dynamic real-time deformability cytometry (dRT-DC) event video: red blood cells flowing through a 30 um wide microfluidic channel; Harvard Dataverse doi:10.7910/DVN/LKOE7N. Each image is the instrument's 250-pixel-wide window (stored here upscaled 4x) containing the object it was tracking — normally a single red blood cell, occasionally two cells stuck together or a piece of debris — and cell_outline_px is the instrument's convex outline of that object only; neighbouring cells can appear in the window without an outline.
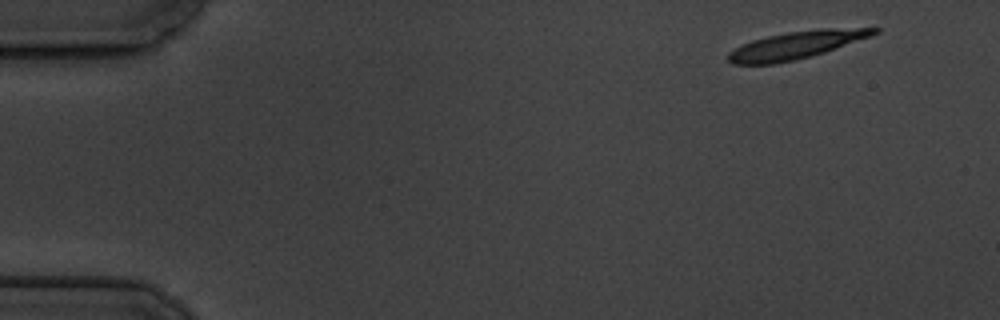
{"species": "common noctule bat (a hibernating species)", "species_latin": "Nyctalus noctula", "temperature_condition": "cold", "stored_images_in_passage": 5, "camera_frame_rate_fps": 3000, "um_per_image_px": 0.085, "animal": {"sex": "male", "body_mass_g": 19.5, "forearm_length_mm": 54.6}, "frame": {"image": 1, "passage_image": 1, "time_ms": 0.0, "image_size_px": [1000, 320], "cell_outline_px": [[880, 32], [872, 36], [824, 52], [776, 64], [732, 64], [728, 60], [728, 52], [752, 40], [768, 36], [788, 32], [820, 28], [880, 28]], "centroid_in_image_um": [67.7, 3.82], "position_along_channel_um": 17.3, "area_um2": 23.12}}
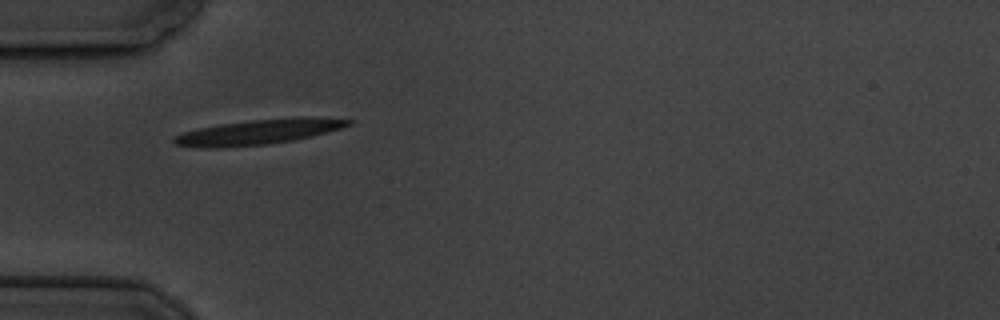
{"frame": {"image": 2, "passage_image": 5, "time_ms": 4.333, "image_size_px": [1000, 320], "cell_outline_px": [[356, 120], [352, 124], [328, 132], [312, 136], [292, 140], [268, 144], [224, 148], [204, 148], [176, 144], [172, 140], [172, 136], [184, 132], [200, 128], [220, 124], [252, 120], [296, 116], [312, 116]], "centroid_in_image_um": [22.03, 11.2], "position_along_channel_um": 63.0, "area_um2": 25.72}}